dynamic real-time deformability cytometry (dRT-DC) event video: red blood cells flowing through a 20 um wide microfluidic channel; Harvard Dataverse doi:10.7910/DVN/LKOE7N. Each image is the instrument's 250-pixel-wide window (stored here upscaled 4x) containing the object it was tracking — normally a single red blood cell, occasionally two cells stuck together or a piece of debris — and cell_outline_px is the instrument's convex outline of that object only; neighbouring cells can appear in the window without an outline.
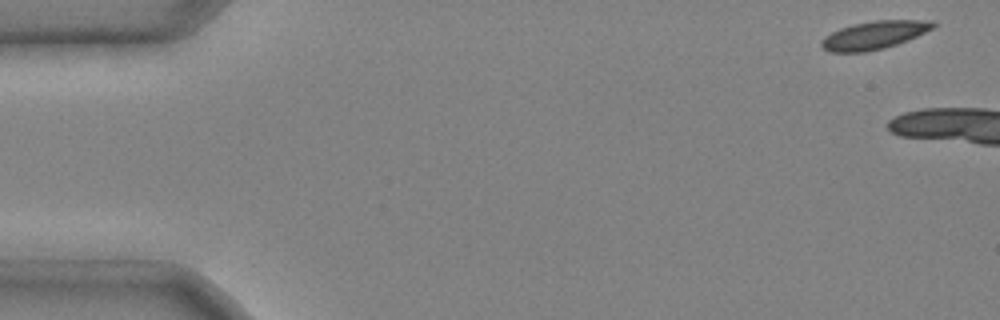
{"species": "common noctule bat (a hibernating species)", "species_latin": "Nyctalus noctula", "temperature_condition": "cold", "stored_images_in_passage": 3, "camera_frame_rate_fps": 3000, "um_per_image_px": 0.085, "animal": {"sex": "male", "body_mass_g": 20.4}, "frame": {"image": 1, "passage_image": 1, "time_ms": 0.0, "image_size_px": [1000, 320], "cell_outline_px": [[940, 24], [908, 40], [884, 48], [864, 52], [828, 52], [820, 44], [820, 40], [832, 32], [840, 28], [852, 24], [872, 20], [936, 20]], "centroid_in_image_um": [74.33, 2.97], "position_along_channel_um": 10.7, "area_um2": 18.38}}